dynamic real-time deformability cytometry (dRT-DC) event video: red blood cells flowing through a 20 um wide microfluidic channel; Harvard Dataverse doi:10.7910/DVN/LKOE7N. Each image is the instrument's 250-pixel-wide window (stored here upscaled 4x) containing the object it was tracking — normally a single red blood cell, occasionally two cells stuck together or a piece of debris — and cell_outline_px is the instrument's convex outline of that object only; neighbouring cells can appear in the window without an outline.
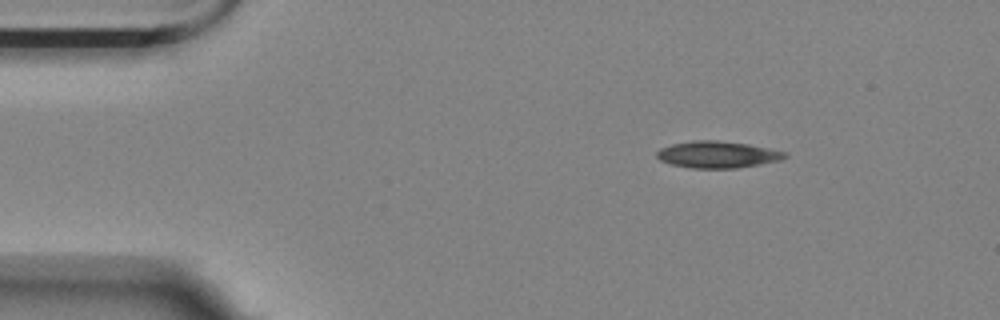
{"species": "Egyptian fruit bat (a non-hibernating species)", "species_latin": "Rousettus aegyptiacus", "temperature_condition": "room temperature", "stored_images_in_passage": 49, "camera_frame_rate_fps": 3000, "um_per_image_px": 0.085, "animal": {"sex": "female"}, "frame": {"image": 1, "passage_image": 1, "time_ms": 0.0, "image_size_px": [1000, 320], "cell_outline_px": [[788, 156], [780, 160], [760, 164], [736, 168], [692, 168], [672, 164], [660, 160], [656, 156], [656, 152], [660, 148], [672, 144], [696, 140], [716, 140], [748, 144], [788, 152]], "centroid_in_image_um": [61.0, 13.13], "position_along_channel_um": 24.0, "area_um2": 19.88}}
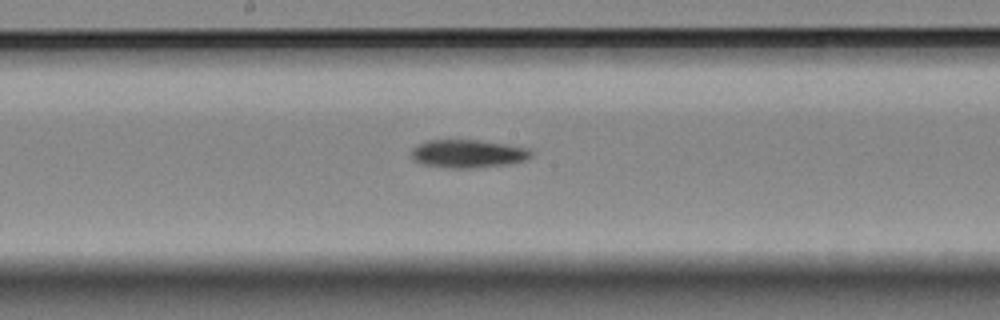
{"frame": {"image": 2, "passage_image": 22, "time_ms": 7.0, "image_size_px": [1000, 320], "cell_outline_px": [[532, 156], [528, 160], [516, 164], [476, 168], [448, 168], [420, 164], [412, 160], [412, 148], [428, 140], [476, 140], [532, 148]], "centroid_in_image_um": [39.84, 13.09], "position_along_channel_um": 208.4, "area_um2": 20.06}}
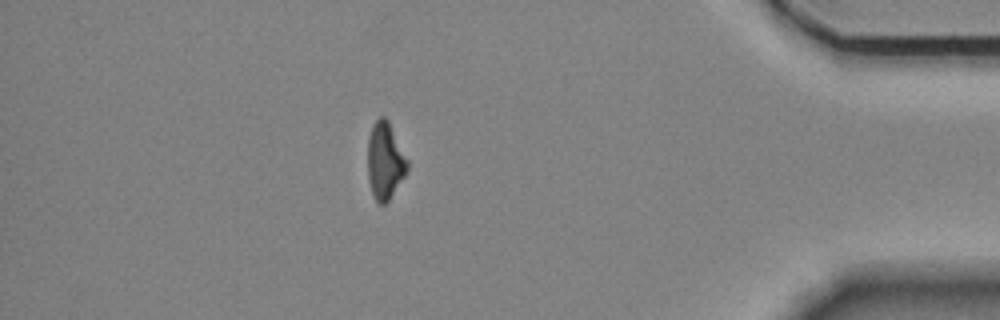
{"frame": {"image": 3, "passage_image": 42, "time_ms": 13.667, "image_size_px": [1000, 320], "cell_outline_px": [[408, 168], [404, 176], [388, 200], [384, 204], [380, 204], [376, 200], [372, 192], [368, 180], [368, 140], [372, 124], [380, 116], [384, 116], [388, 120], [408, 160]], "centroid_in_image_um": [32.72, 13.64], "position_along_channel_um": 402.5, "area_um2": 17.57}, "authors_computed_cell_mechanics": {"area_um2": 19.4208, "velocity_mm_per_s": 3.5412, "shape_relaxation_time_tau1_ms": 7.4504, "shape_relaxation_time_tau2_ms": null, "deformation_change_tau1": 0.1998, "deformation_change_tau2": null}}